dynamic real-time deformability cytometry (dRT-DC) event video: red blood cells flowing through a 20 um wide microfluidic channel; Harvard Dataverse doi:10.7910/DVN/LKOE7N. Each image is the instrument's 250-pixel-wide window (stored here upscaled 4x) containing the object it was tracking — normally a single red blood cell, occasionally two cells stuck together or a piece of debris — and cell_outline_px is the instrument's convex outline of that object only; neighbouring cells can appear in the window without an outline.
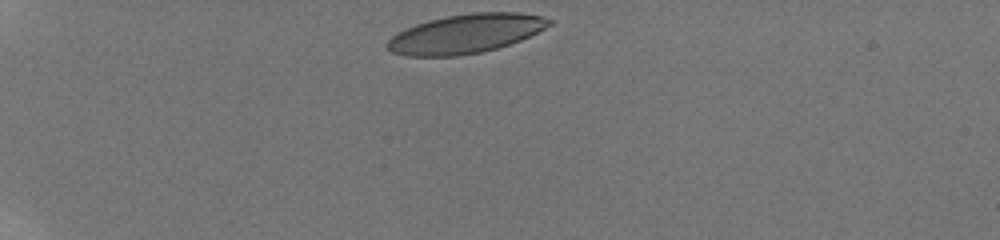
{"species": "human", "species_latin": "Homo sapiens", "temperature_condition": "room temperature", "stored_images_in_passage": 36, "camera_frame_rate_fps": 3000, "um_per_image_px": 0.085, "donor": {"sex": "male"}, "frame": {"image": 1, "passage_image": 1, "time_ms": 0.0, "image_size_px": [1000, 240], "cell_outline_px": [[552, 24], [520, 40], [496, 48], [480, 52], [456, 56], [404, 56], [392, 52], [384, 44], [396, 32], [416, 24], [428, 20], [448, 16], [472, 12], [520, 12], [540, 16], [552, 20]], "centroid_in_image_um": [39.54, 2.86], "position_along_channel_um": 45.5, "area_um2": 36.65}}
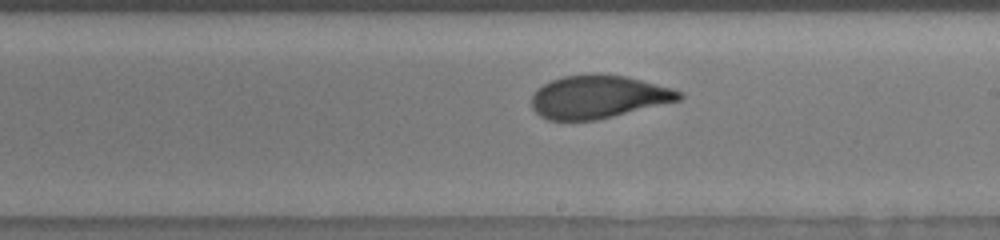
{"frame": {"image": 2, "passage_image": 21, "time_ms": 6.667, "image_size_px": [1000, 240], "cell_outline_px": [[684, 96], [680, 100], [600, 120], [548, 120], [540, 116], [532, 108], [532, 96], [536, 88], [560, 76], [588, 72], [600, 72], [624, 76], [672, 88], [684, 92]], "centroid_in_image_um": [50.85, 8.21], "position_along_channel_um": 238.2, "area_um2": 37.63}}
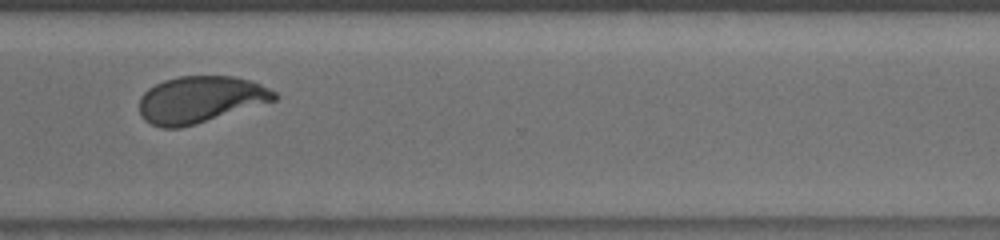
{"frame": {"image": 3, "passage_image": 30, "time_ms": 9.667, "image_size_px": [1000, 240], "cell_outline_px": [[280, 96], [276, 100], [196, 124], [180, 128], [160, 128], [144, 120], [140, 112], [140, 96], [148, 88], [164, 80], [176, 76], [232, 76], [252, 80], [276, 92]], "centroid_in_image_um": [17.02, 8.45], "position_along_channel_um": 353.6, "area_um2": 36.88}, "authors_computed_cell_mechanics": {"area_um2": 37.6278, "velocity_mm_per_s": 3.84, "shape_relaxation_time_tau1_ms": 4.0042, "shape_relaxation_time_tau2_ms": 0.8951, "deformation_change_tau1": 0.1782, "deformation_change_tau2": 0.06}}